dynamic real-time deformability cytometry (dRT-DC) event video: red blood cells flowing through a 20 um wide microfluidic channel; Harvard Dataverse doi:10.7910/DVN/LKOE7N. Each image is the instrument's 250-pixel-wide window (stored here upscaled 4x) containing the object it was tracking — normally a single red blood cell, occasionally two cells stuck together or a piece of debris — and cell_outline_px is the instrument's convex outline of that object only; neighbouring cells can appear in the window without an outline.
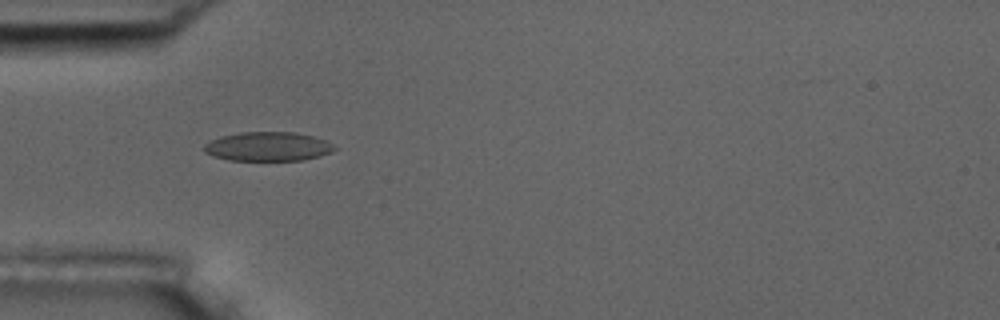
{"species": "common noctule bat (a hibernating species)", "species_latin": "Nyctalus noctula", "temperature_condition": "room temperature", "stored_images_in_passage": 8, "camera_frame_rate_fps": 3000, "um_per_image_px": 0.085, "animal": {"sex": "male", "body_mass_g": 17.5, "forearm_length_mm": 52.3}, "frame": {"image": 1, "passage_image": 5, "time_ms": 4.667, "image_size_px": [1000, 320], "cell_outline_px": [[336, 148], [332, 152], [320, 156], [304, 160], [228, 160], [212, 156], [204, 152], [204, 144], [220, 136], [240, 132], [296, 132], [312, 136], [324, 140], [332, 144]], "centroid_in_image_um": [22.76, 12.45], "position_along_channel_um": 62.2, "area_um2": 22.14}}
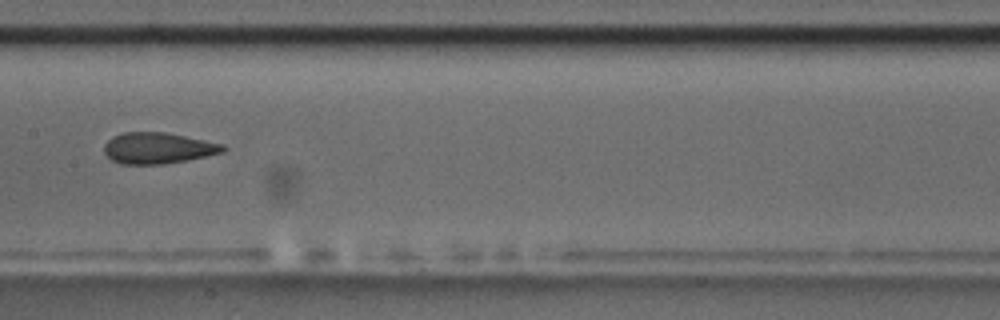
{"frame": {"image": 2, "passage_image": 8, "time_ms": 8.333, "image_size_px": [1000, 320], "cell_outline_px": [[228, 148], [224, 152], [188, 160], [164, 164], [120, 164], [112, 160], [104, 152], [104, 144], [112, 136], [124, 132], [164, 132], [224, 144]], "centroid_in_image_um": [13.43, 12.59], "position_along_channel_um": 194.0, "area_um2": 21.62}}